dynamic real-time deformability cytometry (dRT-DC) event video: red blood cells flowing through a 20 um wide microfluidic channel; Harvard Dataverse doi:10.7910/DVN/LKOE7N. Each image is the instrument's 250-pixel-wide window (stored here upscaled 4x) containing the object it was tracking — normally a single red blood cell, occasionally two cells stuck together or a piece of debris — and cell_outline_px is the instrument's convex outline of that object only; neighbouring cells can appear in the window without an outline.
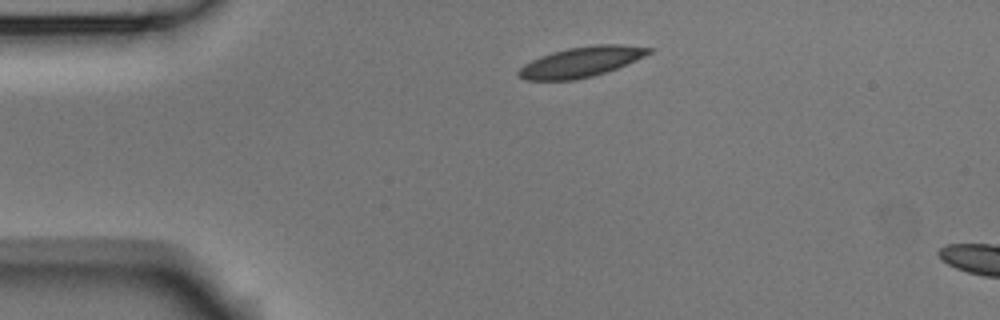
{"species": "Egyptian fruit bat (a non-hibernating species)", "species_latin": "Rousettus aegyptiacus", "temperature_condition": "room temperature", "stored_images_in_passage": 3, "segment_of_instrument_passage": [1, 2], "camera_frame_rate_fps": 3000, "um_per_image_px": 0.085, "animal": {"sex": "male"}, "frame": {"image": 1, "passage_image": 1, "time_ms": 0.0, "image_size_px": [1000, 320], "cell_outline_px": [[652, 52], [636, 60], [616, 68], [592, 76], [576, 80], [528, 80], [516, 76], [516, 72], [524, 64], [540, 56], [552, 52], [568, 48], [596, 44], [620, 44], [652, 48]], "centroid_in_image_um": [49.37, 5.26], "position_along_channel_um": 35.6, "area_um2": 22.83}}